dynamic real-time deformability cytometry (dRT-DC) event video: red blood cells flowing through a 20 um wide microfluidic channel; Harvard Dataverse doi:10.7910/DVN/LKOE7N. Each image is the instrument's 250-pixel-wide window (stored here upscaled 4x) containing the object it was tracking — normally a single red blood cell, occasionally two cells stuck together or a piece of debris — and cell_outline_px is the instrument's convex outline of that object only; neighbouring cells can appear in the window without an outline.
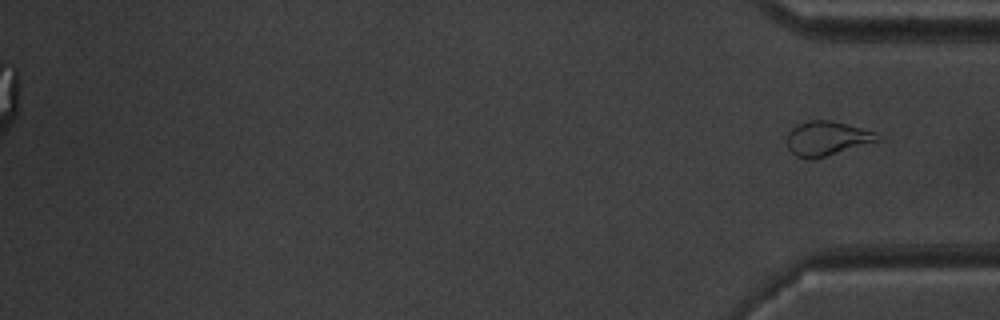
{"species": "common noctule bat (a hibernating species)", "species_latin": "Nyctalus noctula", "temperature_condition": "warm", "stored_images_in_passage": 38, "segment_of_instrument_passage": [2, 2], "camera_frame_rate_fps": 3000, "um_per_image_px": 0.085, "animal": {"sex": "male", "body_mass_g": 20.1, "forearm_length_mm": 53.5}, "frame": {"image": 1, "passage_image": 38, "time_ms": 12.333, "image_size_px": [1000, 320], "cell_outline_px": [[884, 140], [812, 160], [808, 160], [796, 156], [788, 148], [788, 132], [796, 124], [808, 120], [832, 120], [876, 132]], "centroid_in_image_um": [70.32, 11.77], "position_along_channel_um": 364.9, "area_um2": 18.44}}